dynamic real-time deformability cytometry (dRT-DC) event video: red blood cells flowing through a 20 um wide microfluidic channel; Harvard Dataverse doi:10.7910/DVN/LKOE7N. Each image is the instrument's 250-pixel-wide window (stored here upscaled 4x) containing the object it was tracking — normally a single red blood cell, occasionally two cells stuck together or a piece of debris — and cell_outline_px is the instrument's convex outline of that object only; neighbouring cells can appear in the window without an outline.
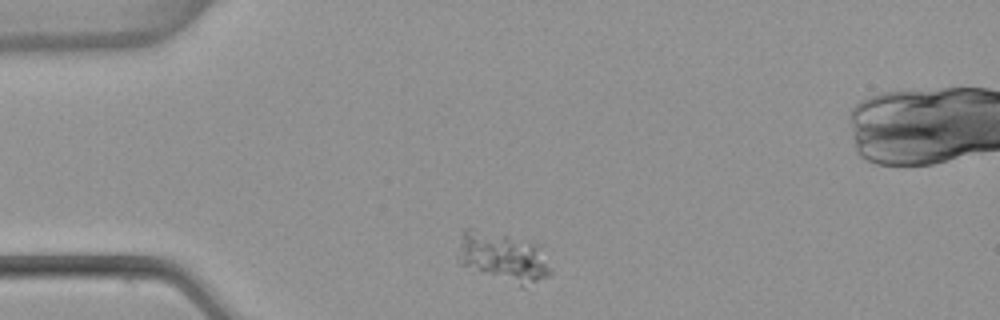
{"species": "common noctule bat (a hibernating species)", "species_latin": "Nyctalus noctula", "temperature_condition": "warm", "stored_images_in_passage": 7, "camera_frame_rate_fps": 3000, "um_per_image_px": 0.085, "animal": {"sex": "female", "body_mass_g": 22.7, "forearm_length_mm": 54.2}, "frame": {"image": 1, "passage_image": 1, "time_ms": 0.0, "image_size_px": [1000, 320], "cell_outline_px": [[552, 276], [524, 288], [520, 288], [460, 264], [460, 244], [464, 228], [472, 228], [508, 236], [540, 244], [544, 248], [552, 272]], "centroid_in_image_um": [42.88, 21.9], "position_along_channel_um": 42.1, "area_um2": 27.05}}
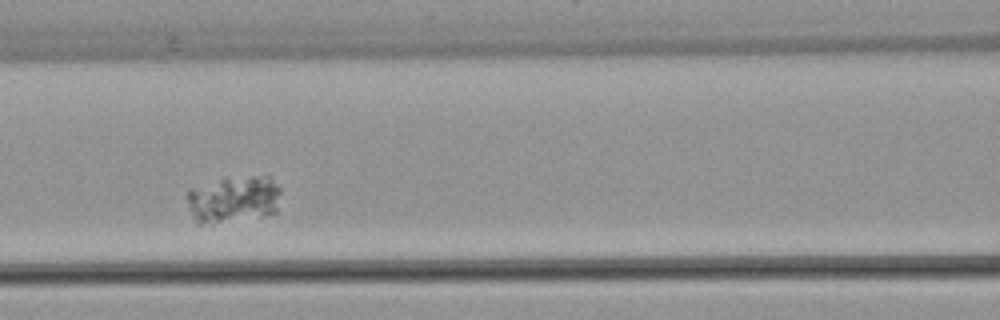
{"frame": {"image": 2, "passage_image": 4, "time_ms": 1.0, "image_size_px": [1000, 320], "cell_outline_px": [[280, 192], [276, 212], [264, 216], [212, 224], [196, 224], [192, 216], [184, 196], [188, 188], [224, 176], [272, 176], [280, 188]], "centroid_in_image_um": [19.79, 16.91], "position_along_channel_um": 146.8, "area_um2": 26.76}}
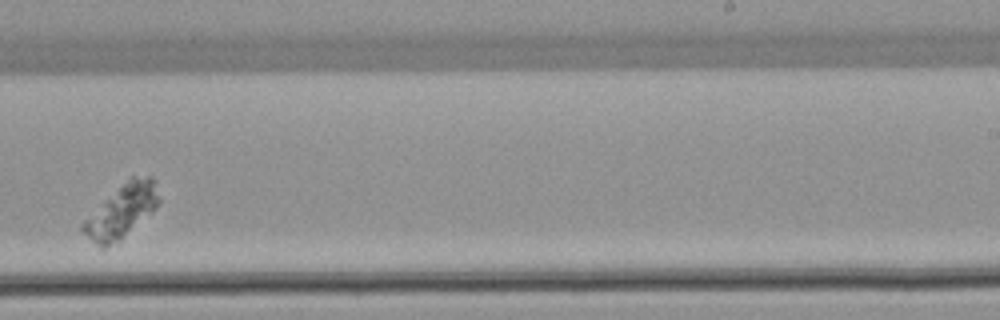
{"frame": {"image": 3, "passage_image": 7, "time_ms": 2.0, "image_size_px": [1000, 320], "cell_outline_px": [[160, 200], [120, 240], [104, 248], [100, 248], [80, 228], [80, 224], [84, 220], [132, 176], [152, 176], [160, 196]], "centroid_in_image_um": [10.32, 17.94], "position_along_channel_um": 278.7, "area_um2": 22.08}}